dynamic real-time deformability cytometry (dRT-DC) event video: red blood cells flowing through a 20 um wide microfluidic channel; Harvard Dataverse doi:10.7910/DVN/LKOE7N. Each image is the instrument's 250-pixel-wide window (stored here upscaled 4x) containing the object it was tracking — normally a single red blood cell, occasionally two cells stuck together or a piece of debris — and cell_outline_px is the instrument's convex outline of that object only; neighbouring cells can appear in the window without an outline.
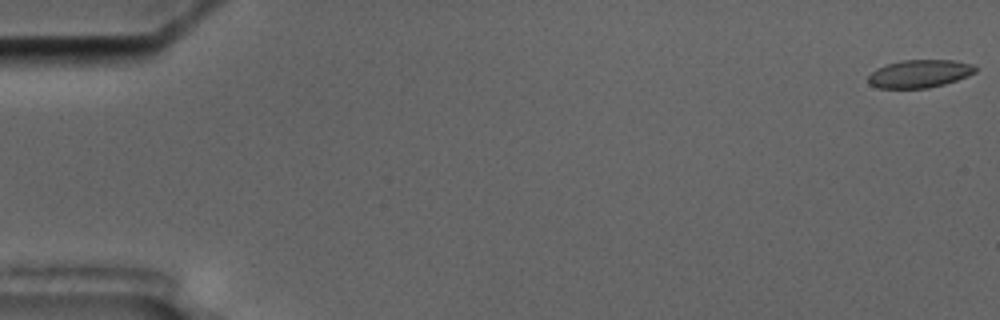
{"species": "common noctule bat (a hibernating species)", "species_latin": "Nyctalus noctula", "temperature_condition": "cold", "stored_images_in_passage": 6, "camera_frame_rate_fps": 3000, "um_per_image_px": 0.085, "animal": {"sex": "male", "body_mass_g": 17.5, "forearm_length_mm": 52.3}, "frame": {"image": 1, "passage_image": 1, "time_ms": 0.0, "image_size_px": [1000, 320], "cell_outline_px": [[980, 68], [976, 72], [968, 76], [944, 84], [928, 88], [876, 88], [868, 84], [868, 76], [876, 68], [900, 60], [952, 60], [972, 64]], "centroid_in_image_um": [78.16, 6.26], "position_along_channel_um": 6.8, "area_um2": 17.57}}
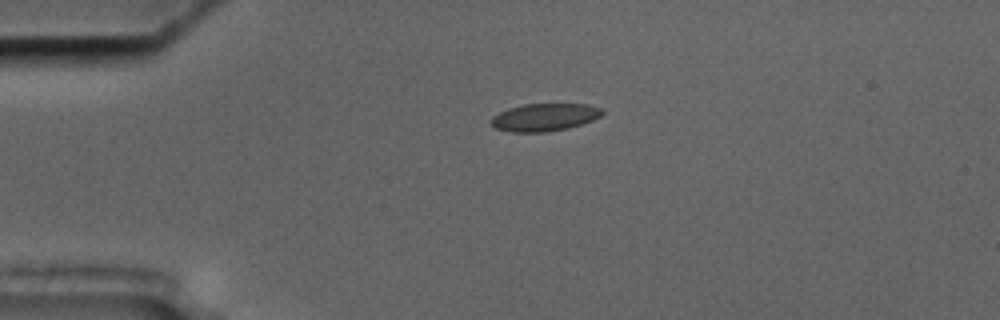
{"frame": {"image": 2, "passage_image": 4, "time_ms": 4.333, "image_size_px": [1000, 320], "cell_outline_px": [[604, 112], [600, 116], [592, 120], [568, 128], [548, 132], [512, 132], [496, 128], [492, 124], [492, 116], [508, 108], [524, 104], [588, 104], [604, 108]], "centroid_in_image_um": [46.31, 9.96], "position_along_channel_um": 38.7, "area_um2": 17.86}}
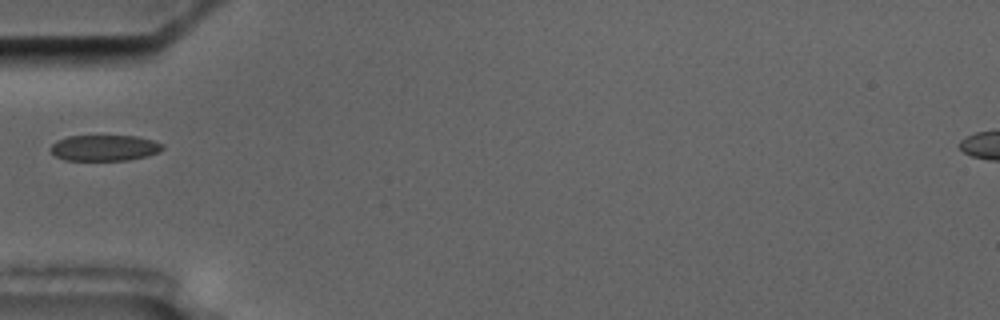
{"frame": {"image": 3, "passage_image": 6, "time_ms": 6.333, "image_size_px": [1000, 320], "cell_outline_px": [[164, 148], [160, 152], [148, 156], [128, 160], [64, 160], [56, 156], [48, 148], [56, 140], [68, 136], [136, 136], [152, 140], [164, 144]], "centroid_in_image_um": [8.89, 12.57], "position_along_channel_um": 76.1, "area_um2": 17.05}}